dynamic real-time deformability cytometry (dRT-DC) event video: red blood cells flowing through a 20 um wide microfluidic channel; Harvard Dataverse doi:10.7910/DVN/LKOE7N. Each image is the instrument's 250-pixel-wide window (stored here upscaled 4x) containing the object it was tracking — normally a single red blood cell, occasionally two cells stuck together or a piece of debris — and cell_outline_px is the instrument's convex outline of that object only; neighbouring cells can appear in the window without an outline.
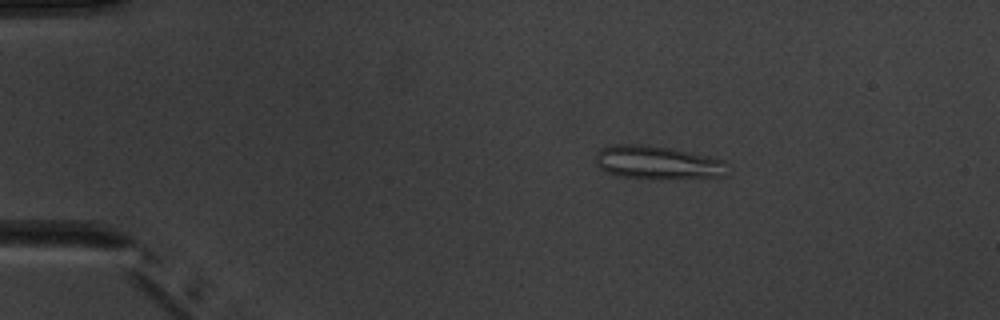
{"species": "common noctule bat (a hibernating species)", "species_latin": "Nyctalus noctula", "temperature_condition": "warm", "stored_images_in_passage": 6, "camera_frame_rate_fps": 3000, "um_per_image_px": 0.085, "animal": {"sex": "male", "body_mass_g": 20.1, "forearm_length_mm": 53.5}, "frame": {"image": 1, "passage_image": 3, "time_ms": 2.333, "image_size_px": [1000, 320], "cell_outline_px": [[728, 176], [668, 180], [616, 176], [600, 168], [596, 164], [596, 152], [600, 148], [616, 144], [640, 144], [668, 148], [708, 156], [724, 160]], "centroid_in_image_um": [55.89, 13.84], "position_along_channel_um": 29.1, "area_um2": 25.95}}
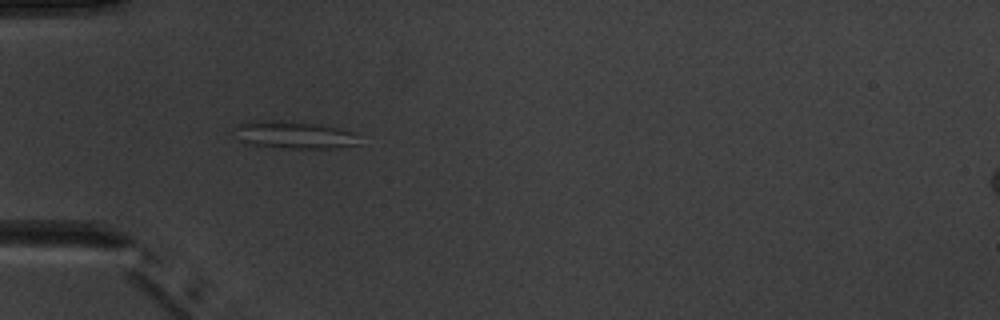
{"frame": {"image": 2, "passage_image": 5, "time_ms": 4.667, "image_size_px": [1000, 320], "cell_outline_px": [[360, 144], [332, 148], [288, 148], [252, 144], [240, 140], [232, 128], [240, 124], [272, 120], [280, 120], [316, 124], [336, 128], [352, 132]], "centroid_in_image_um": [24.99, 11.47], "position_along_channel_um": 60.0, "area_um2": 19.25}}
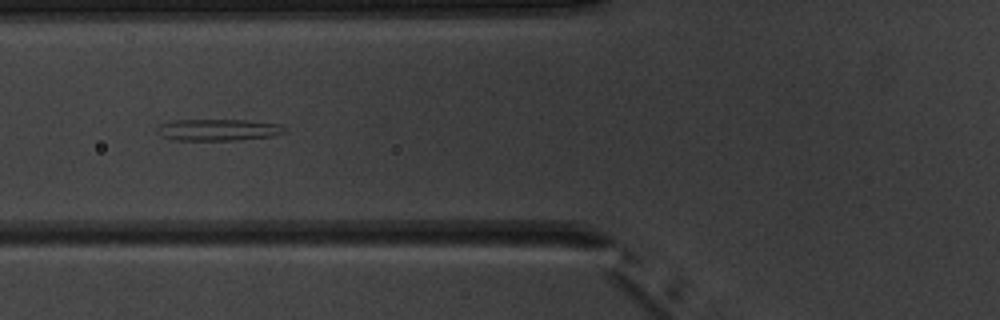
{"frame": {"image": 3, "passage_image": 6, "time_ms": 6.0, "image_size_px": [1000, 320], "cell_outline_px": [[288, 132], [272, 136], [236, 140], [176, 140], [160, 136], [156, 132], [156, 128], [160, 124], [172, 120], [248, 120], [280, 124], [288, 128]], "centroid_in_image_um": [18.56, 11.03], "position_along_channel_um": 107.2, "area_um2": 16.3}}